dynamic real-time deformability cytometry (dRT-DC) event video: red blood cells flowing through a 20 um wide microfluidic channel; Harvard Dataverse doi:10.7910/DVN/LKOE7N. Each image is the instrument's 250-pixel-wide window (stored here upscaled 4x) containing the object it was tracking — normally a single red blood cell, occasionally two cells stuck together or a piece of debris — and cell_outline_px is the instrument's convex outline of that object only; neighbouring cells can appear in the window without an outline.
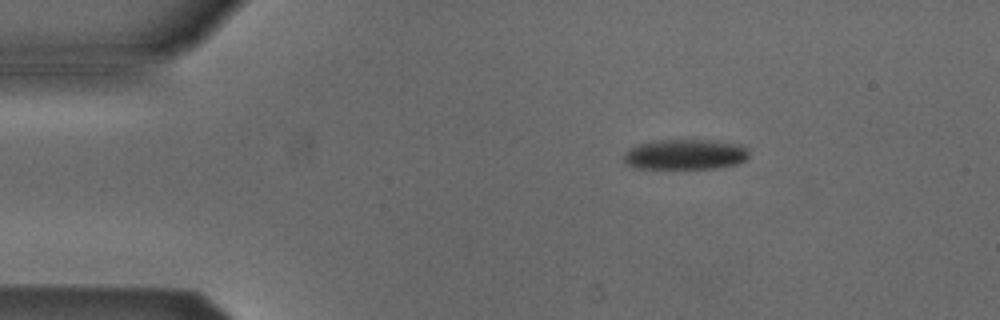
{"species": "Egyptian fruit bat (a non-hibernating species)", "species_latin": "Rousettus aegyptiacus", "temperature_condition": "cold", "stored_images_in_passage": 4, "camera_frame_rate_fps": 3000, "um_per_image_px": 0.085, "animal": {"sex": "male"}, "frame": {"image": 1, "passage_image": 2, "time_ms": 2.0, "image_size_px": [1000, 320], "cell_outline_px": [[748, 160], [740, 164], [716, 168], [632, 168], [624, 160], [624, 152], [628, 148], [636, 144], [660, 140], [696, 140], [736, 144], [744, 148], [748, 152]], "centroid_in_image_um": [58.2, 13.14], "position_along_channel_um": 26.8, "area_um2": 21.96}}
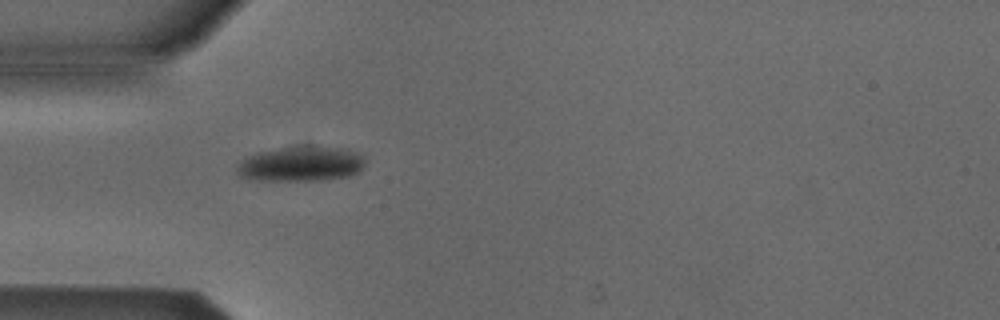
{"frame": {"image": 2, "passage_image": 4, "time_ms": 4.333, "image_size_px": [1000, 320], "cell_outline_px": [[364, 164], [360, 172], [348, 176], [320, 180], [256, 180], [240, 176], [236, 172], [236, 164], [248, 156], [260, 152], [296, 144], [304, 144], [340, 148], [364, 156]], "centroid_in_image_um": [25.56, 13.91], "position_along_channel_um": 59.4, "area_um2": 26.41}}